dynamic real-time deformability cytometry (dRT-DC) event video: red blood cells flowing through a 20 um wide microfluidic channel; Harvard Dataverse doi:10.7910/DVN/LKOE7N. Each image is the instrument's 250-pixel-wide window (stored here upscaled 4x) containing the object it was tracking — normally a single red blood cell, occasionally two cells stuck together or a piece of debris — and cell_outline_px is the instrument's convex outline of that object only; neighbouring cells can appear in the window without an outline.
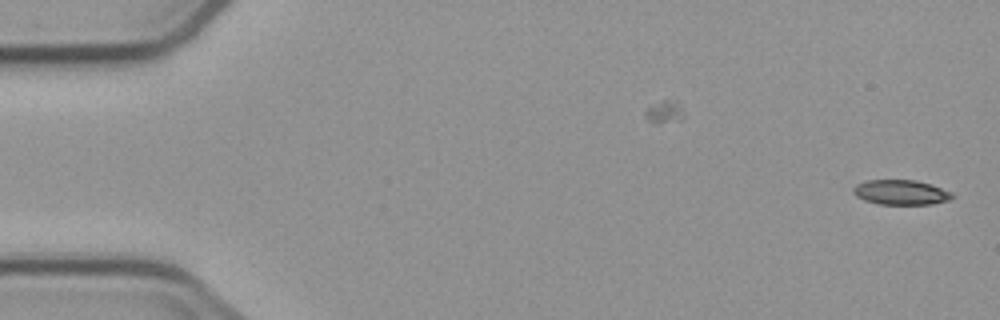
{"species": "common noctule bat (a hibernating species)", "species_latin": "Nyctalus noctula", "temperature_condition": "cold", "stored_images_in_passage": 2, "camera_frame_rate_fps": 3000, "um_per_image_px": 0.085, "animal": {"sex": "male", "body_mass_g": 23.1, "forearm_length_mm": 52.7}, "frame": {"image": 1, "passage_image": 2, "time_ms": 1.0, "image_size_px": [1000, 320], "cell_outline_px": [[956, 196], [948, 200], [932, 204], [880, 204], [864, 200], [856, 196], [852, 192], [852, 188], [856, 184], [868, 180], [916, 180], [932, 184], [952, 192]], "centroid_in_image_um": [76.59, 16.34], "position_along_channel_um": 8.4, "area_um2": 14.45}}